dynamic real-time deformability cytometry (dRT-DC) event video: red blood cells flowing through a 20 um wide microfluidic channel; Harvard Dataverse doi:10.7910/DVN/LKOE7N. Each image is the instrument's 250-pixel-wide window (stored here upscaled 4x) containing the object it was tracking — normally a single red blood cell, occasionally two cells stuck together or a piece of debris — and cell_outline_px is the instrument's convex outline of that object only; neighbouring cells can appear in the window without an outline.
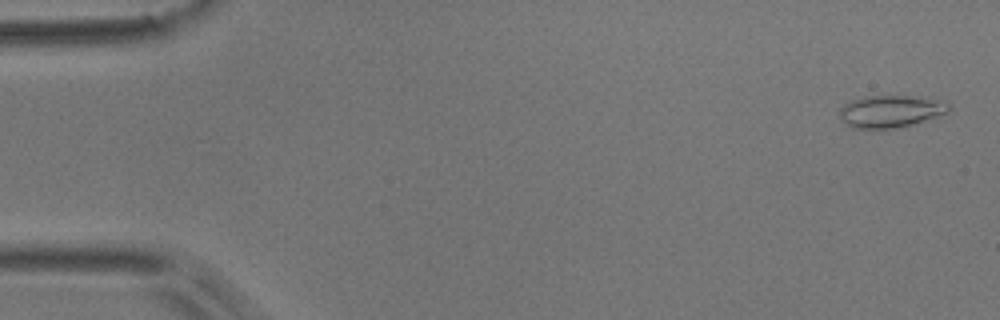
{"species": "common noctule bat (a hibernating species)", "species_latin": "Nyctalus noctula", "temperature_condition": "room temperature", "stored_images_in_passage": 3, "camera_frame_rate_fps": 3000, "um_per_image_px": 0.085, "animal": {"sex": "male", "body_mass_g": 17.9}, "frame": {"image": 1, "passage_image": 1, "time_ms": 0.0, "image_size_px": [1000, 320], "cell_outline_px": [[948, 112], [900, 128], [852, 128], [844, 124], [840, 116], [840, 108], [844, 104], [852, 100], [864, 96], [908, 96], [932, 100], [948, 104]], "centroid_in_image_um": [75.59, 9.48], "position_along_channel_um": 9.4, "area_um2": 20.0}}